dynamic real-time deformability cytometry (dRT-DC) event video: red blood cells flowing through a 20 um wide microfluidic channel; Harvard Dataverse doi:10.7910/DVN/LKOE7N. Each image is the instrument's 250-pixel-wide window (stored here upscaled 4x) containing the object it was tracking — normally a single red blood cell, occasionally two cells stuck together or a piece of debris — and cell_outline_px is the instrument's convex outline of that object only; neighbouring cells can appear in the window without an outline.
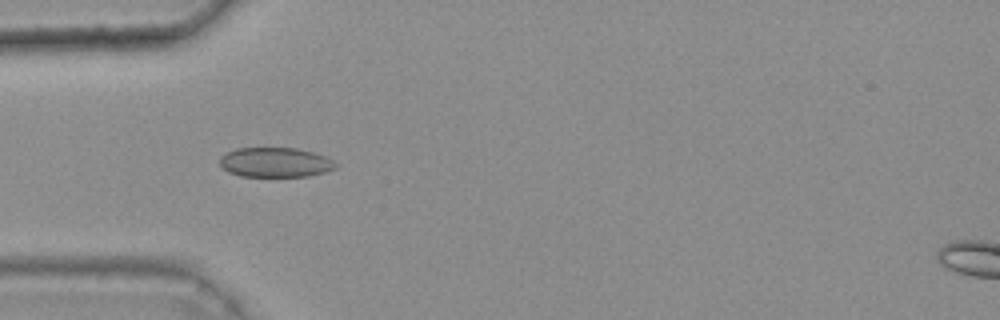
{"species": "common noctule bat (a hibernating species)", "species_latin": "Nyctalus noctula", "temperature_condition": "warm", "stored_images_in_passage": 33, "camera_frame_rate_fps": 3000, "um_per_image_px": 0.085, "animal": {"sex": "female", "body_mass_g": 25.1}, "frame": {"image": 1, "passage_image": 3, "time_ms": 0.667, "image_size_px": [1000, 320], "cell_outline_px": [[336, 168], [324, 172], [308, 176], [240, 176], [228, 172], [220, 164], [220, 156], [236, 148], [296, 148], [316, 152], [332, 160], [336, 164]], "centroid_in_image_um": [23.4, 13.79], "position_along_channel_um": 61.6, "area_um2": 20.0}}
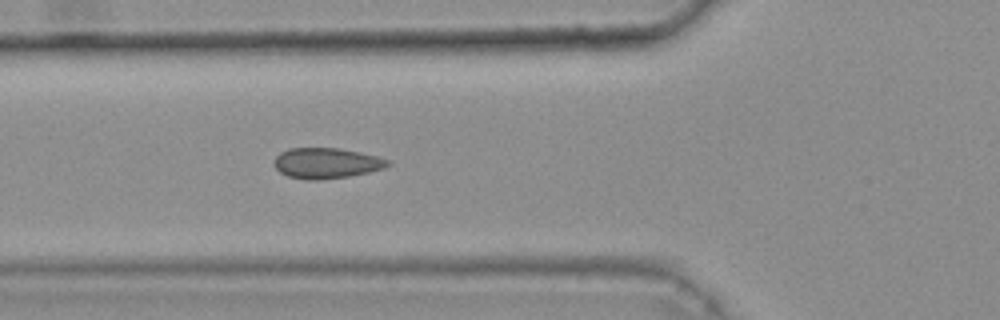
{"frame": {"image": 2, "passage_image": 6, "time_ms": 1.667, "image_size_px": [1000, 320], "cell_outline_px": [[392, 164], [384, 168], [368, 172], [348, 176], [320, 180], [304, 180], [288, 176], [280, 172], [272, 164], [276, 156], [280, 152], [288, 148], [340, 148], [360, 152], [392, 160]], "centroid_in_image_um": [27.74, 13.86], "position_along_channel_um": 98.1, "area_um2": 20.46}}
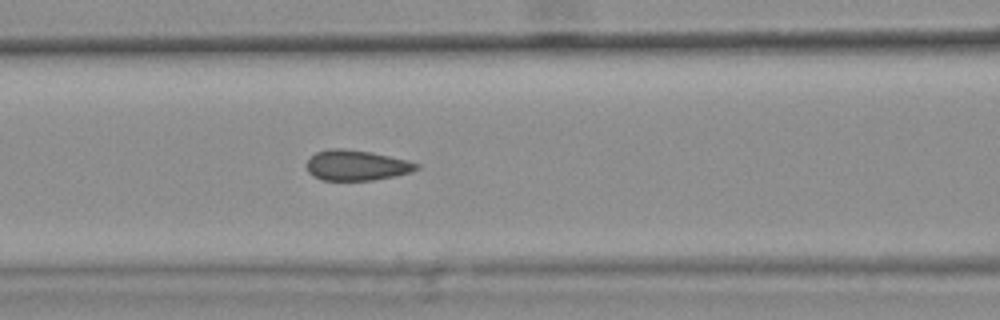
{"frame": {"image": 3, "passage_image": 9, "time_ms": 2.667, "image_size_px": [1000, 320], "cell_outline_px": [[420, 168], [396, 176], [372, 180], [324, 180], [312, 176], [308, 172], [308, 160], [316, 152], [328, 148], [344, 148], [372, 152], [408, 160], [420, 164]], "centroid_in_image_um": [30.31, 14.04], "position_along_channel_um": 136.3, "area_um2": 19.48}, "authors_computed_cell_mechanics": {"area_um2": 19.363, "velocity_mm_per_s": 3.7907, "shape_relaxation_time_tau1_ms": 10.1146, "shape_relaxation_time_tau2_ms": null, "deformation_change_tau1": 0.1543, "deformation_change_tau2": null}}